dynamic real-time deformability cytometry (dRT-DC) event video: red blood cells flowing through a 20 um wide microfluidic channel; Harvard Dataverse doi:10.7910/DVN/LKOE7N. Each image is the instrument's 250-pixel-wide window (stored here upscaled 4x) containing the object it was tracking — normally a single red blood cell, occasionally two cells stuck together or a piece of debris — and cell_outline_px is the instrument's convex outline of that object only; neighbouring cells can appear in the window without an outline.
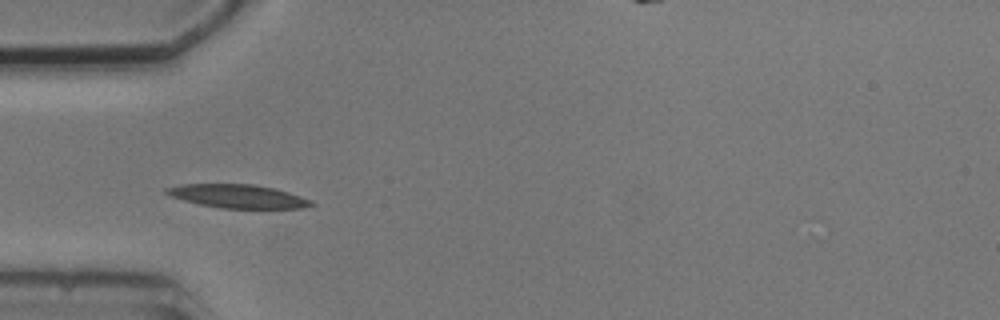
{"species": "common noctule bat (a hibernating species)", "species_latin": "Nyctalus noctula", "temperature_condition": "cold", "stored_images_in_passage": 4, "segment_of_instrument_passage": [1, 2], "camera_frame_rate_fps": 3000, "um_per_image_px": 0.085, "animal": {"sex": "male", "body_mass_g": 20.5, "forearm_length_mm": 52.5}, "frame": {"image": 1, "passage_image": 3, "time_ms": 2.667, "image_size_px": [1000, 320], "cell_outline_px": [[316, 204], [300, 208], [220, 208], [200, 204], [168, 196], [164, 192], [164, 188], [184, 184], [252, 184], [276, 188], [312, 200]], "centroid_in_image_um": [20.2, 16.67], "position_along_channel_um": 64.8, "area_um2": 19.83}}